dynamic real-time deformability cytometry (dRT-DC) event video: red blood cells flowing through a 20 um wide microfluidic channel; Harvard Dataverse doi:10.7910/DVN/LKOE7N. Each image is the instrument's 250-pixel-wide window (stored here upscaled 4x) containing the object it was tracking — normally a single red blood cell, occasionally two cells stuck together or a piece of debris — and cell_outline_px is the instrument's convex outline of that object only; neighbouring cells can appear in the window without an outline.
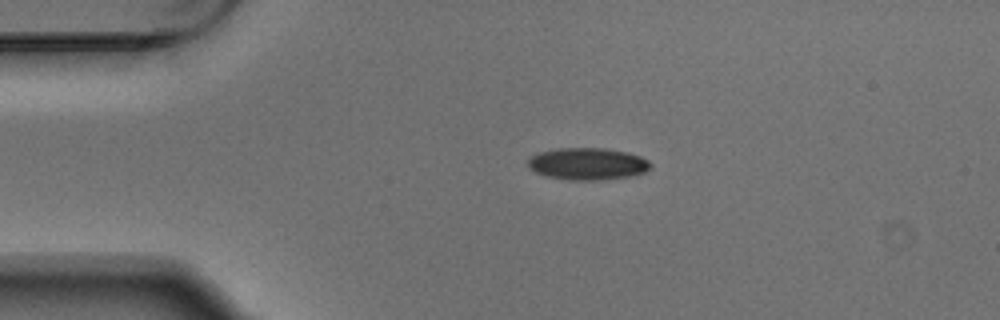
{"species": "Egyptian fruit bat (a non-hibernating species)", "species_latin": "Rousettus aegyptiacus", "temperature_condition": "warm", "stored_images_in_passage": 5, "camera_frame_rate_fps": 3000, "um_per_image_px": 0.085, "animal": {"sex": "male"}, "frame": {"image": 1, "passage_image": 5, "time_ms": 1.333, "image_size_px": [1000, 320], "cell_outline_px": [[652, 164], [644, 172], [628, 176], [600, 180], [568, 180], [548, 176], [536, 172], [528, 168], [528, 160], [532, 156], [540, 152], [556, 148], [604, 148], [628, 152], [640, 156], [648, 160]], "centroid_in_image_um": [49.93, 13.92], "position_along_channel_um": 35.1, "area_um2": 22.77}}